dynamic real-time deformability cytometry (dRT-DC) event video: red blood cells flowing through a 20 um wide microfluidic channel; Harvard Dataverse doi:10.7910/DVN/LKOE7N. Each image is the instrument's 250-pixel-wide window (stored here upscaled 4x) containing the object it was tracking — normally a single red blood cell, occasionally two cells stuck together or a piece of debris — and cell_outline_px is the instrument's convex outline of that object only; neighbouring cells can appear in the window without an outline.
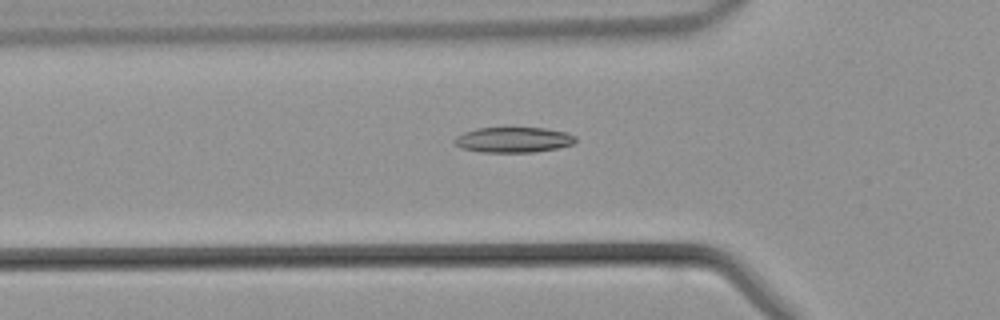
{"species": "common noctule bat (a hibernating species)", "species_latin": "Nyctalus noctula", "temperature_condition": "warm", "stored_images_in_passage": 41, "camera_frame_rate_fps": 3000, "um_per_image_px": 0.085, "animal": {"sex": "male", "body_mass_g": 21.5, "forearm_length_mm": 52.0}, "frame": {"image": 1, "passage_image": 14, "time_ms": 4.333, "image_size_px": [1000, 320], "cell_outline_px": [[576, 140], [572, 144], [556, 148], [536, 152], [480, 152], [460, 148], [452, 140], [456, 136], [464, 132], [476, 128], [508, 124], [544, 128], [564, 132], [576, 136]], "centroid_in_image_um": [43.58, 11.83], "position_along_channel_um": 82.2, "area_um2": 18.84}}
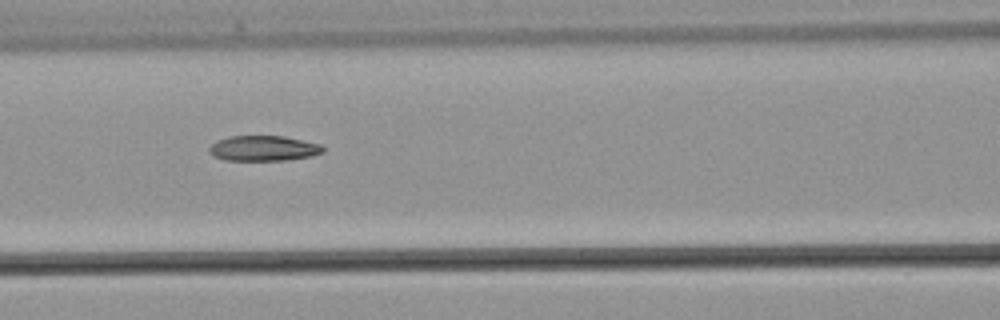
{"frame": {"image": 2, "passage_image": 18, "time_ms": 5.667, "image_size_px": [1000, 320], "cell_outline_px": [[324, 152], [308, 156], [284, 160], [224, 160], [212, 156], [208, 152], [208, 148], [216, 140], [228, 136], [284, 136], [320, 144], [324, 148]], "centroid_in_image_um": [22.33, 12.6], "position_along_channel_um": 144.3, "area_um2": 16.76}}
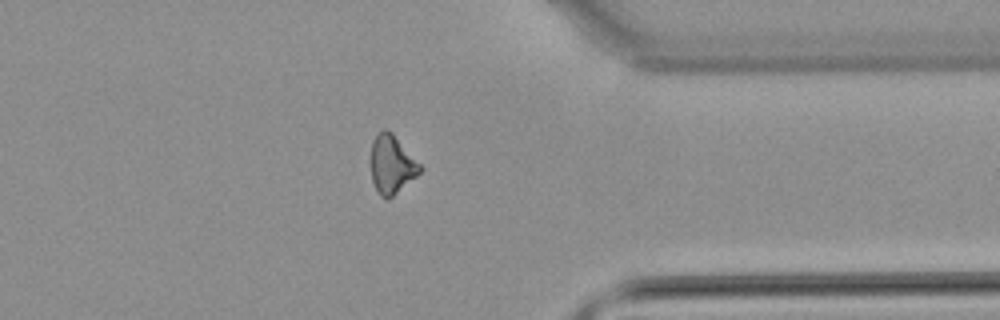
{"frame": {"image": 3, "passage_image": 34, "time_ms": 11.0, "image_size_px": [1000, 320], "cell_outline_px": [[424, 168], [416, 176], [388, 200], [384, 200], [380, 196], [372, 180], [372, 140], [384, 128], [392, 132]], "centroid_in_image_um": [33.31, 13.99], "position_along_channel_um": 378.1, "area_um2": 16.53}}